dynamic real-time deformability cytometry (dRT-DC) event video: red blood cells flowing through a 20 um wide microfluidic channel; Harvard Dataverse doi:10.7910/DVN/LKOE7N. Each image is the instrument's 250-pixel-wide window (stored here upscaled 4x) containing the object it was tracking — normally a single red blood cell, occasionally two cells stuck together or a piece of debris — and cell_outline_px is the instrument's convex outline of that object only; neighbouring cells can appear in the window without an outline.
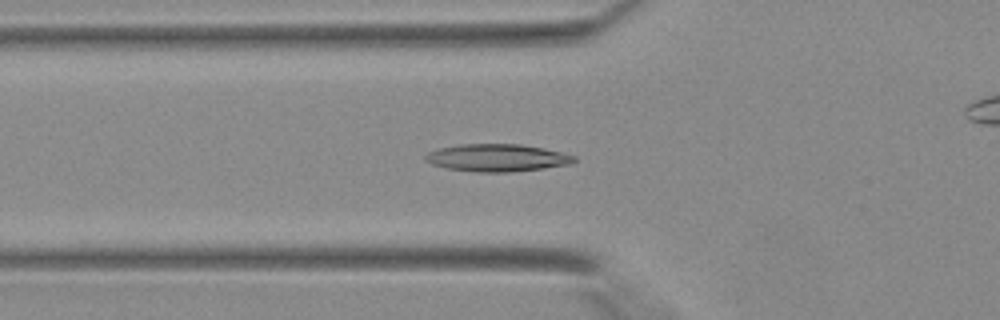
{"species": "Egyptian fruit bat (a non-hibernating species)", "species_latin": "Rousettus aegyptiacus", "temperature_condition": "warm", "stored_images_in_passage": 41, "camera_frame_rate_fps": 3000, "um_per_image_px": 0.085, "animal": {"sex": "female"}, "frame": {"image": 1, "passage_image": 16, "time_ms": 5.0, "image_size_px": [1000, 320], "cell_outline_px": [[576, 160], [572, 164], [544, 168], [512, 172], [476, 172], [448, 168], [432, 164], [424, 160], [424, 156], [428, 152], [440, 148], [460, 144], [520, 144], [544, 148], [564, 152], [576, 156]], "centroid_in_image_um": [42.3, 13.41], "position_along_channel_um": 83.5, "area_um2": 23.93}}
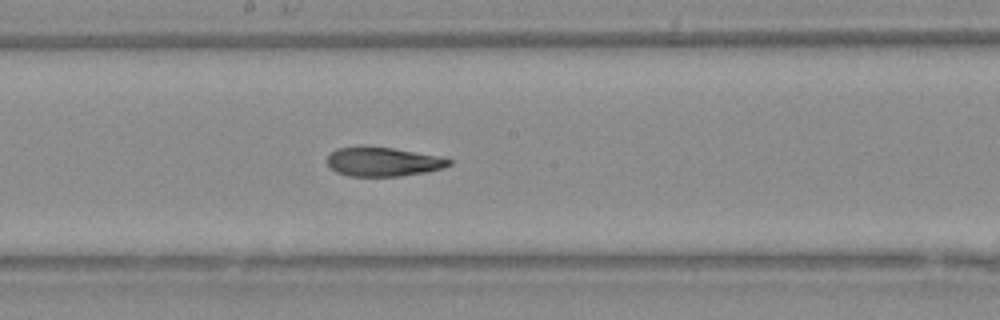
{"frame": {"image": 2, "passage_image": 24, "time_ms": 7.667, "image_size_px": [1000, 320], "cell_outline_px": [[452, 164], [444, 168], [428, 172], [400, 176], [348, 176], [336, 172], [328, 164], [328, 156], [336, 148], [392, 148], [436, 156], [452, 160]], "centroid_in_image_um": [32.6, 13.78], "position_along_channel_um": 215.6, "area_um2": 20.11}}
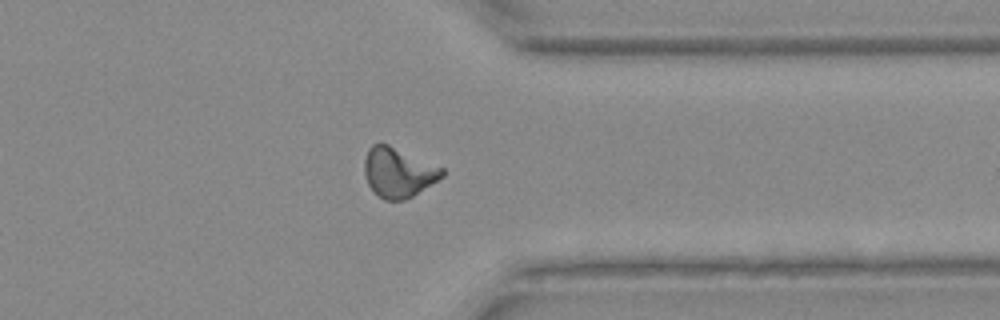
{"frame": {"image": 3, "passage_image": 34, "time_ms": 11.0, "image_size_px": [1000, 320], "cell_outline_px": [[444, 176], [412, 196], [404, 200], [384, 200], [368, 184], [364, 172], [364, 160], [368, 148], [372, 144], [388, 144], [444, 168]], "centroid_in_image_um": [33.85, 14.64], "position_along_channel_um": 377.6, "area_um2": 22.25}}